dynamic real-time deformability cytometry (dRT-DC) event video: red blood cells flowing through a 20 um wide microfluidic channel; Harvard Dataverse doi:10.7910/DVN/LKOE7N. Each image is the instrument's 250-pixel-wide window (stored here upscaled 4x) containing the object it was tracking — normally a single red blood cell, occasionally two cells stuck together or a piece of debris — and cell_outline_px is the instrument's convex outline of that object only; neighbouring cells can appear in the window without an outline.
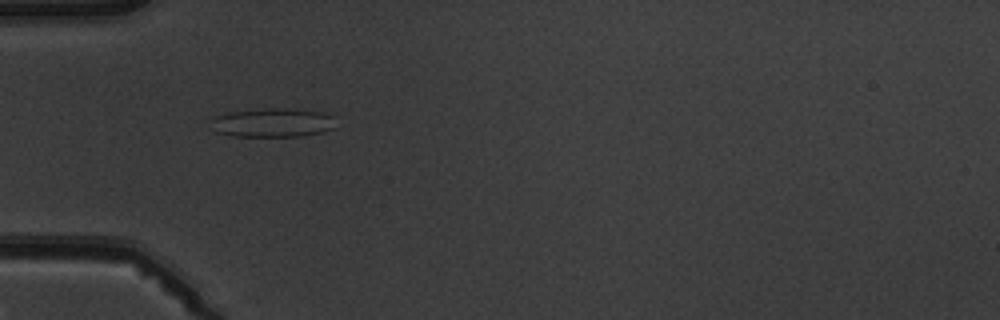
{"species": "common noctule bat (a hibernating species)", "species_latin": "Nyctalus noctula", "temperature_condition": "warm", "stored_images_in_passage": 5, "camera_frame_rate_fps": 3000, "um_per_image_px": 0.085, "animal": {"sex": "male", "body_mass_g": 19.5, "forearm_length_mm": 54.6}, "frame": {"image": 1, "passage_image": 3, "time_ms": 2.333, "image_size_px": [1000, 320], "cell_outline_px": [[336, 116], [332, 128], [320, 132], [304, 136], [228, 136], [216, 132], [212, 120], [216, 116], [228, 112], [268, 108], [284, 108], [324, 112]], "centroid_in_image_um": [23.2, 10.42], "position_along_channel_um": 61.8, "area_um2": 20.98}}
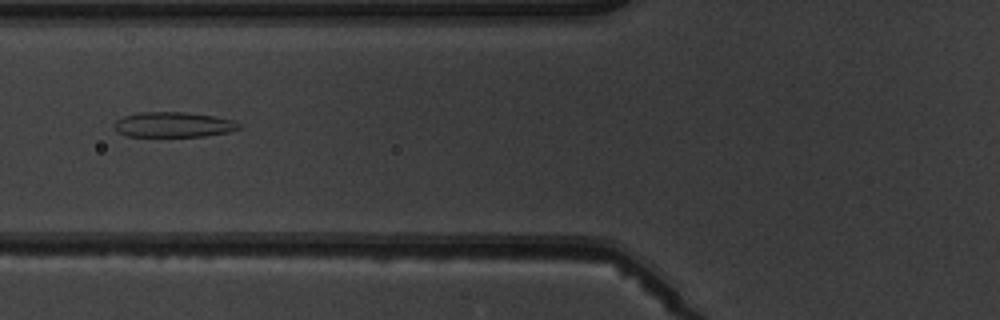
{"frame": {"image": 2, "passage_image": 4, "time_ms": 3.667, "image_size_px": [1000, 320], "cell_outline_px": [[244, 128], [228, 132], [204, 136], [128, 136], [116, 132], [112, 124], [116, 120], [124, 116], [140, 112], [184, 112], [212, 116], [236, 120], [244, 124]], "centroid_in_image_um": [14.78, 10.59], "position_along_channel_um": 111.0, "area_um2": 18.55}}
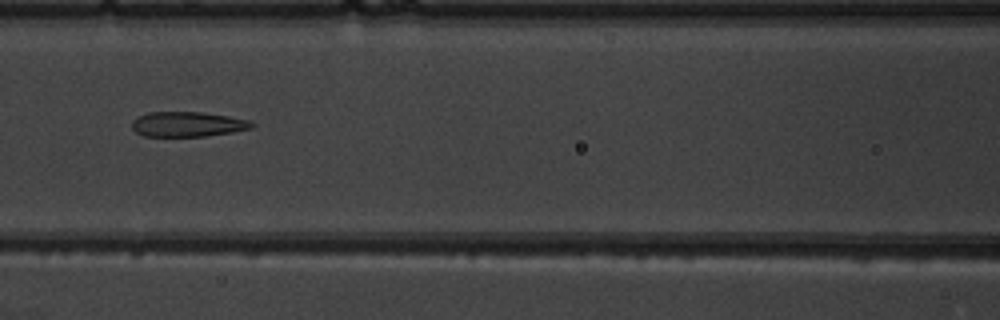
{"frame": {"image": 3, "passage_image": 5, "time_ms": 4.667, "image_size_px": [1000, 320], "cell_outline_px": [[256, 124], [252, 128], [232, 132], [204, 136], [144, 136], [136, 132], [132, 128], [132, 120], [148, 112], [200, 112], [228, 116], [248, 120]], "centroid_in_image_um": [15.94, 10.56], "position_along_channel_um": 150.7, "area_um2": 17.34}}